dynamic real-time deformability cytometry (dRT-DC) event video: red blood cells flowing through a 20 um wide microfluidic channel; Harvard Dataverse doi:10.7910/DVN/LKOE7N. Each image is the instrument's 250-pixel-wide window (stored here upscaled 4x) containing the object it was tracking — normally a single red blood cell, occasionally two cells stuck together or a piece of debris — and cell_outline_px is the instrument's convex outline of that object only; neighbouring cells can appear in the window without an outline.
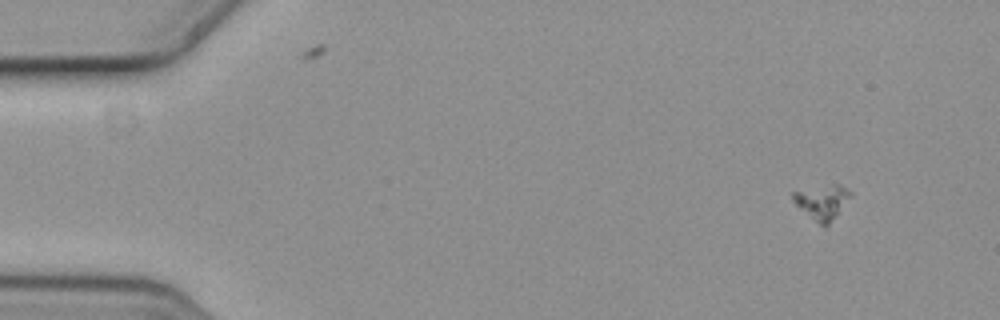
{"species": "common noctule bat (a hibernating species)", "species_latin": "Nyctalus noctula", "temperature_condition": "cold", "stored_images_in_passage": 9, "camera_frame_rate_fps": 3000, "um_per_image_px": 0.085, "animal": {"sex": "female", "body_mass_g": 19.3, "forearm_length_mm": 54.1}, "frame": {"image": 1, "passage_image": 1, "time_ms": 0.0, "image_size_px": [1000, 320], "cell_outline_px": [[852, 196], [836, 216], [824, 228], [796, 204], [792, 200], [792, 192], [836, 184], [840, 184], [852, 192]], "centroid_in_image_um": [69.93, 17.17], "position_along_channel_um": 15.1, "area_um2": 11.21}}
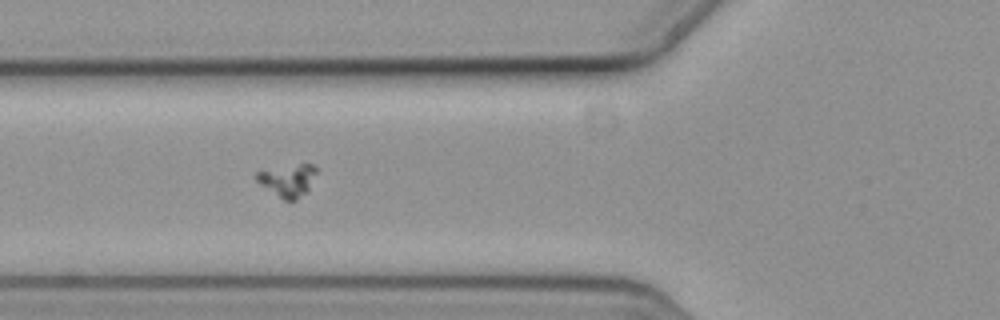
{"frame": {"image": 2, "passage_image": 6, "time_ms": 1.667, "image_size_px": [1000, 320], "cell_outline_px": [[316, 172], [308, 188], [296, 200], [284, 200], [260, 184], [256, 180], [256, 172], [300, 164], [312, 164], [316, 168]], "centroid_in_image_um": [24.45, 15.33], "position_along_channel_um": 101.4, "area_um2": 10.69}}
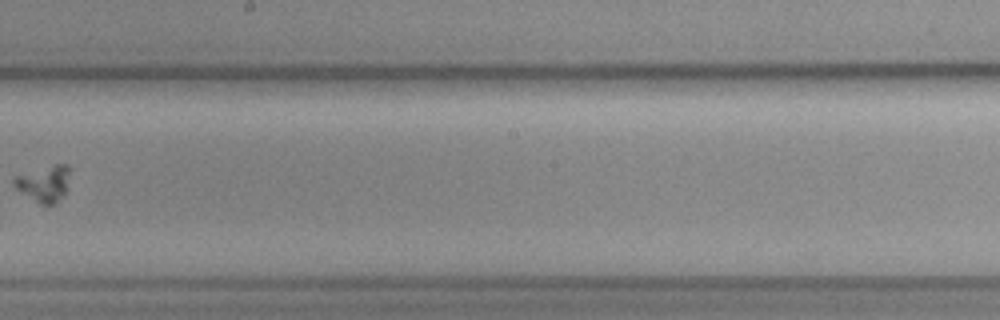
{"frame": {"image": 3, "passage_image": 9, "time_ms": 2.667, "image_size_px": [1000, 320], "cell_outline_px": [[72, 168], [64, 192], [56, 204], [40, 204], [16, 188], [12, 184], [12, 180], [16, 176], [56, 164], [68, 164]], "centroid_in_image_um": [3.77, 15.59], "position_along_channel_um": 244.4, "area_um2": 11.5}}